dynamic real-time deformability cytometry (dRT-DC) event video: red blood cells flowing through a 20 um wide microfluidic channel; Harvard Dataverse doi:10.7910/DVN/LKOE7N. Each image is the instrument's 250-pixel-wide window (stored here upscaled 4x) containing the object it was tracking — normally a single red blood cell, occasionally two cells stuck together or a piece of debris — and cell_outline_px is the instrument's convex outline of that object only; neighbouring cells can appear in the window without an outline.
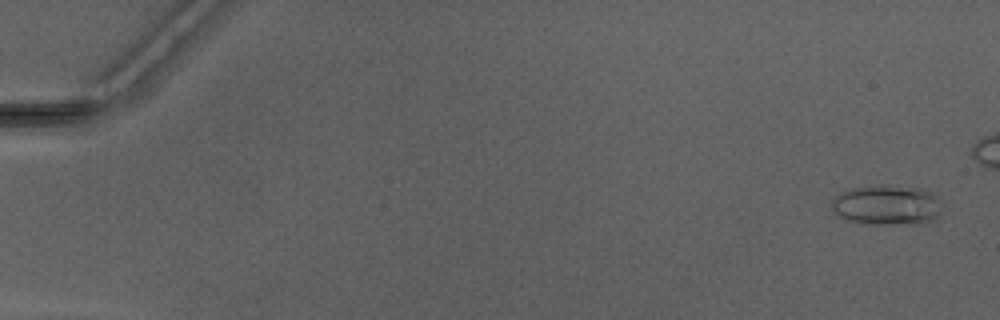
{"species": "Egyptian fruit bat (a non-hibernating species)", "species_latin": "Rousettus aegyptiacus", "temperature_condition": "warm", "stored_images_in_passage": 45, "camera_frame_rate_fps": 3000, "um_per_image_px": 0.085, "animal": {"sex": "male"}, "frame": {"image": 1, "passage_image": 2, "time_ms": 0.333, "image_size_px": [1000, 320], "cell_outline_px": [[940, 212], [932, 220], [924, 224], [864, 224], [844, 220], [832, 208], [832, 200], [836, 196], [852, 188], [880, 184], [928, 188], [936, 196]], "centroid_in_image_um": [75.39, 17.42], "position_along_channel_um": 9.6, "area_um2": 26.01}}
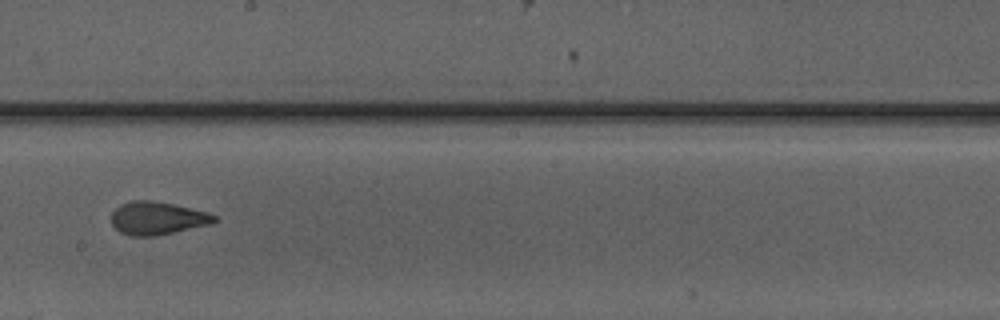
{"frame": {"image": 2, "passage_image": 30, "time_ms": 9.667, "image_size_px": [1000, 320], "cell_outline_px": [[216, 220], [208, 224], [156, 236], [132, 236], [120, 232], [112, 224], [112, 212], [120, 204], [132, 200], [152, 200], [172, 204], [208, 212], [216, 216]], "centroid_in_image_um": [13.33, 18.54], "position_along_channel_um": 234.9, "area_um2": 19.54}}
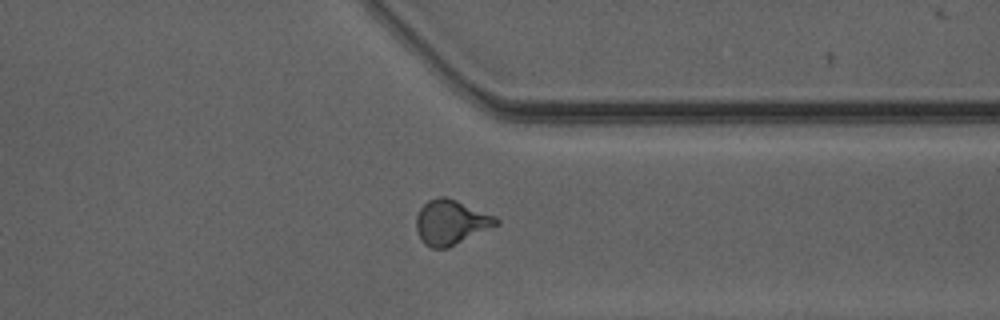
{"frame": {"image": 3, "passage_image": 40, "time_ms": 13.0, "image_size_px": [1000, 320], "cell_outline_px": [[500, 224], [448, 248], [432, 248], [424, 244], [420, 240], [416, 232], [416, 216], [420, 208], [428, 200], [436, 196], [444, 196], [456, 200], [496, 216], [500, 220]], "centroid_in_image_um": [38.32, 18.9], "position_along_channel_um": 373.1, "area_um2": 21.1}}